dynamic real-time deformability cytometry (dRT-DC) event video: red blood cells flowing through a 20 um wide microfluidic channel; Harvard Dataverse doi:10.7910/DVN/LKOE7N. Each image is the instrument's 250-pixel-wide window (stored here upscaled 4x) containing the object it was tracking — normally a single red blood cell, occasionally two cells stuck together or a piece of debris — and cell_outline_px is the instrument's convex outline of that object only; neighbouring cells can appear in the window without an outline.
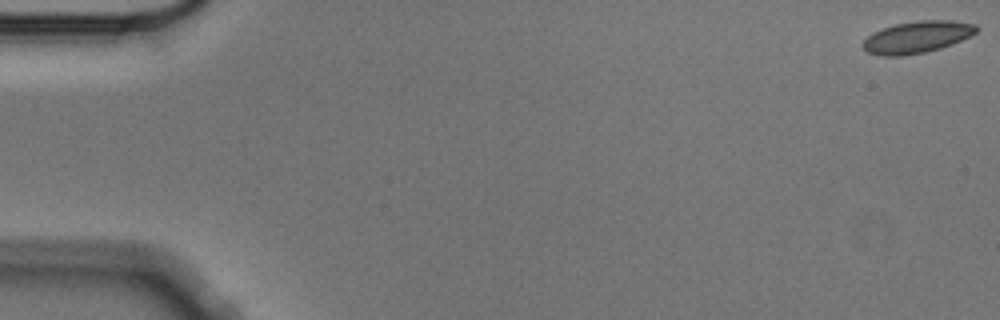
{"species": "Egyptian fruit bat (a non-hibernating species)", "species_latin": "Rousettus aegyptiacus", "temperature_condition": "cold", "stored_images_in_passage": 5, "camera_frame_rate_fps": 3000, "um_per_image_px": 0.085, "animal": {"sex": "male"}, "frame": {"image": 1, "passage_image": 1, "time_ms": 0.0, "image_size_px": [1000, 320], "cell_outline_px": [[980, 28], [976, 32], [952, 44], [940, 48], [924, 52], [900, 56], [880, 56], [868, 52], [860, 44], [872, 32], [896, 24], [920, 20], [952, 20], [976, 24]], "centroid_in_image_um": [77.94, 3.15], "position_along_channel_um": 7.1, "area_um2": 20.98}}
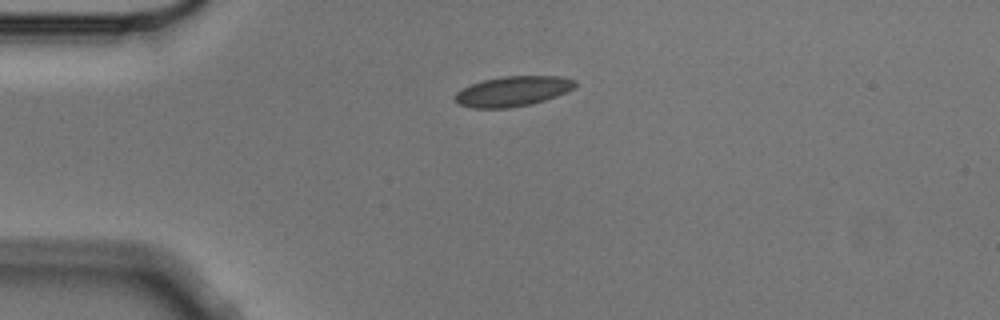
{"frame": {"image": 2, "passage_image": 4, "time_ms": 1.0, "image_size_px": [1000, 320], "cell_outline_px": [[576, 84], [572, 88], [556, 96], [532, 104], [508, 108], [472, 108], [456, 104], [452, 100], [452, 96], [456, 92], [472, 84], [484, 80], [504, 76], [560, 76], [576, 80]], "centroid_in_image_um": [43.52, 7.77], "position_along_channel_um": 41.5, "area_um2": 21.1}}